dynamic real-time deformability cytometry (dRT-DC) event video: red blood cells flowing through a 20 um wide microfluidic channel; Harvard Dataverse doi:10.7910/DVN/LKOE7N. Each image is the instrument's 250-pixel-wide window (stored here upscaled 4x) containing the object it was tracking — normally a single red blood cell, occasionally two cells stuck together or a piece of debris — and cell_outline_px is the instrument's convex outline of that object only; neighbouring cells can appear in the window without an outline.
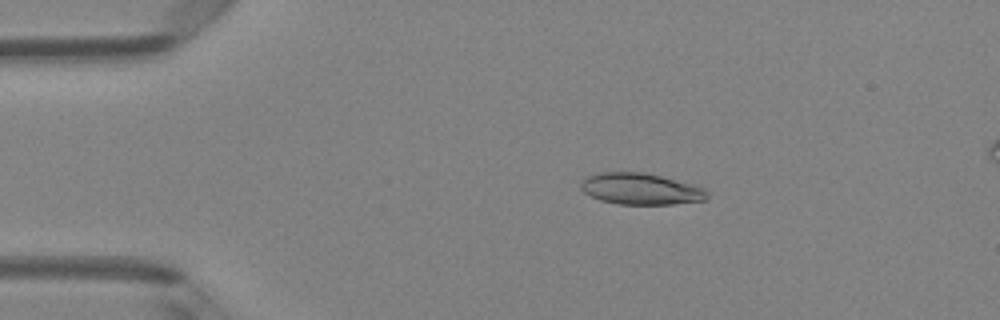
{"species": "Egyptian fruit bat (a non-hibernating species)", "species_latin": "Rousettus aegyptiacus", "temperature_condition": "room temperature", "stored_images_in_passage": 5, "camera_frame_rate_fps": 3000, "um_per_image_px": 0.085, "animal": {"sex": "female"}, "frame": {"image": 1, "passage_image": 1, "time_ms": 0.0, "image_size_px": [1000, 320], "cell_outline_px": [[708, 200], [672, 204], [616, 204], [600, 200], [584, 192], [580, 188], [580, 180], [596, 172], [644, 172], [708, 188]], "centroid_in_image_um": [54.47, 16.05], "position_along_channel_um": 30.5, "area_um2": 23.35}}
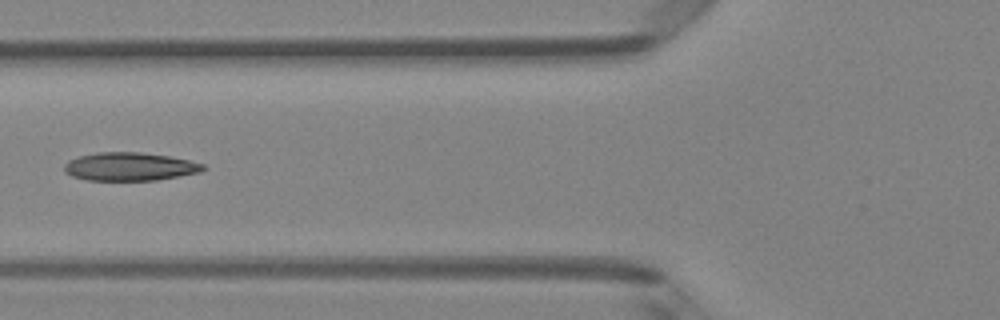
{"frame": {"image": 2, "passage_image": 4, "time_ms": 1.0, "image_size_px": [1000, 320], "cell_outline_px": [[204, 168], [200, 172], [156, 180], [88, 180], [72, 176], [64, 172], [64, 164], [68, 160], [80, 156], [96, 152], [140, 152], [168, 156], [188, 160], [204, 164]], "centroid_in_image_um": [10.99, 14.16], "position_along_channel_um": 114.8, "area_um2": 22.72}}
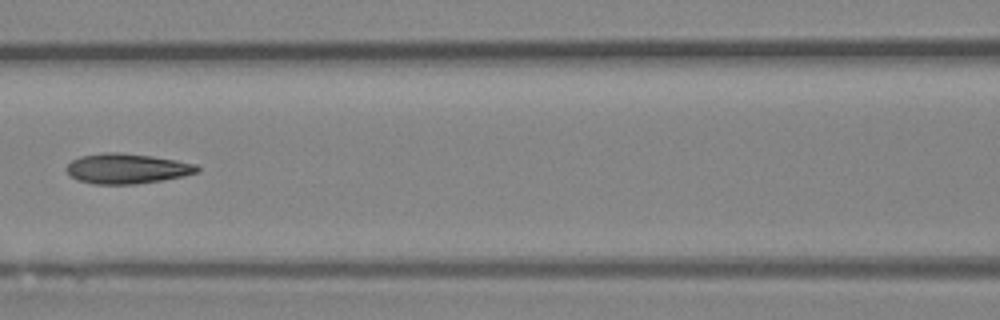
{"frame": {"image": 3, "passage_image": 5, "time_ms": 1.333, "image_size_px": [1000, 320], "cell_outline_px": [[200, 172], [184, 176], [136, 184], [92, 184], [68, 176], [64, 168], [72, 160], [80, 156], [104, 152], [120, 152], [152, 156], [176, 160], [196, 164], [200, 168]], "centroid_in_image_um": [10.77, 14.32], "position_along_channel_um": 155.8, "area_um2": 23.12}}